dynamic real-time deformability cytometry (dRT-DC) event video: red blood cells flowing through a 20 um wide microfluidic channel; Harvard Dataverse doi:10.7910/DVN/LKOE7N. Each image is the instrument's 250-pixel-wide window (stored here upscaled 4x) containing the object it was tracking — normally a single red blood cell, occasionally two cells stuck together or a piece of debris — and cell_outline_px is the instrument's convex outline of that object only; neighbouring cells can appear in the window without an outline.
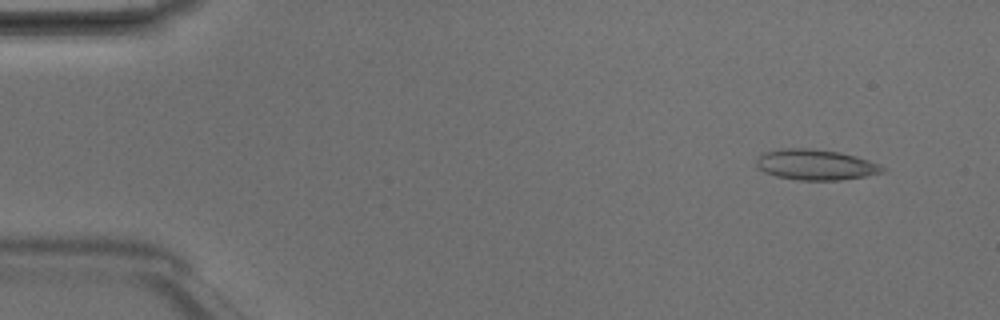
{"species": "Egyptian fruit bat (a non-hibernating species)", "species_latin": "Rousettus aegyptiacus", "temperature_condition": "room temperature", "stored_images_in_passage": 4, "camera_frame_rate_fps": 3000, "um_per_image_px": 0.085, "animal": {"sex": "male"}, "frame": {"image": 1, "passage_image": 2, "time_ms": 0.333, "image_size_px": [1000, 320], "cell_outline_px": [[884, 168], [880, 172], [864, 176], [840, 180], [796, 180], [776, 176], [764, 172], [756, 164], [756, 156], [764, 152], [784, 148], [816, 148], [840, 152], [856, 156], [880, 164]], "centroid_in_image_um": [69.28, 13.98], "position_along_channel_um": 15.7, "area_um2": 22.48}}
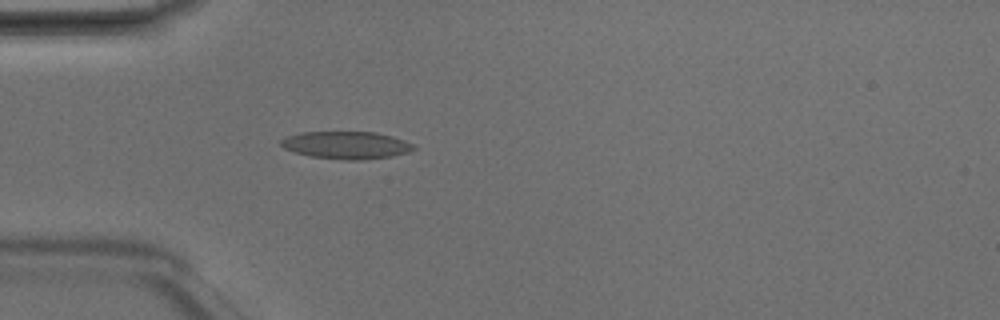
{"frame": {"image": 2, "passage_image": 4, "time_ms": 1.0, "image_size_px": [1000, 320], "cell_outline_px": [[416, 148], [408, 152], [392, 156], [360, 160], [348, 160], [312, 156], [296, 152], [284, 148], [280, 144], [280, 140], [288, 136], [300, 132], [376, 132], [392, 136], [404, 140], [412, 144]], "centroid_in_image_um": [29.45, 12.33], "position_along_channel_um": 55.6, "area_um2": 21.04}}